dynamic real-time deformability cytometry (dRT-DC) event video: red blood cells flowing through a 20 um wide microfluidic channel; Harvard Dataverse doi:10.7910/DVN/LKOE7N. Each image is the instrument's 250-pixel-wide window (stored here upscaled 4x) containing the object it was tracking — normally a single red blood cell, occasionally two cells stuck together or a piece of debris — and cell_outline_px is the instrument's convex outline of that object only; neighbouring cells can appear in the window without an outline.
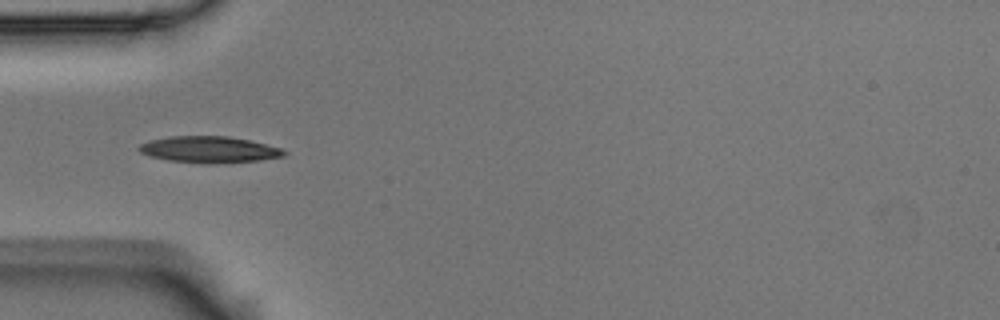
{"species": "Egyptian fruit bat (a non-hibernating species)", "species_latin": "Rousettus aegyptiacus", "temperature_condition": "room temperature", "stored_images_in_passage": 6, "camera_frame_rate_fps": 3000, "um_per_image_px": 0.085, "animal": {"sex": "male"}, "frame": {"image": 1, "passage_image": 6, "time_ms": 1.667, "image_size_px": [1000, 320], "cell_outline_px": [[288, 152], [284, 156], [260, 160], [212, 164], [204, 164], [168, 160], [148, 156], [140, 152], [136, 148], [140, 144], [152, 140], [168, 136], [228, 136], [248, 140], [280, 148]], "centroid_in_image_um": [17.74, 12.72], "position_along_channel_um": 67.3, "area_um2": 22.37}}